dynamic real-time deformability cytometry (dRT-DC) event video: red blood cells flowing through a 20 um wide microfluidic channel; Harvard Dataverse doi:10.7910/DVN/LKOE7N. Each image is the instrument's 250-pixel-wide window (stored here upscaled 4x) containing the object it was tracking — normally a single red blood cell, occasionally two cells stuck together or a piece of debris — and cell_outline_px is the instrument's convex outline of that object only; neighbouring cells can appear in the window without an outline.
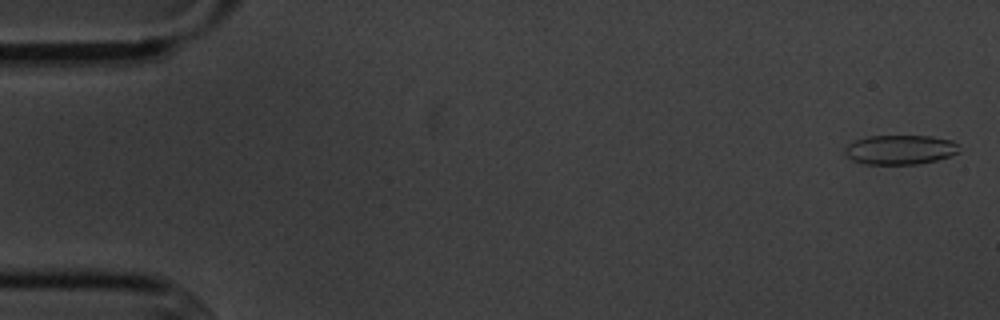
{"species": "common noctule bat (a hibernating species)", "species_latin": "Nyctalus noctula", "temperature_condition": "cold", "stored_images_in_passage": 5, "camera_frame_rate_fps": 3000, "um_per_image_px": 0.085, "animal": {"sex": "male", "body_mass_g": 20.1, "forearm_length_mm": 53.5}, "frame": {"image": 1, "passage_image": 1, "time_ms": 0.0, "image_size_px": [1000, 320], "cell_outline_px": [[960, 152], [936, 160], [916, 164], [864, 164], [852, 160], [844, 152], [844, 148], [848, 144], [856, 140], [868, 136], [932, 136], [952, 140], [956, 144]], "centroid_in_image_um": [76.49, 12.72], "position_along_channel_um": 8.5, "area_um2": 19.54}}
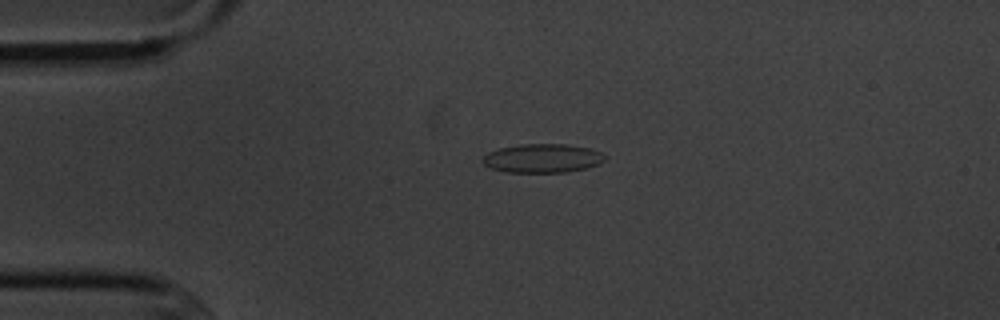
{"frame": {"image": 2, "passage_image": 4, "time_ms": 3.667, "image_size_px": [1000, 320], "cell_outline_px": [[608, 156], [600, 164], [568, 172], [504, 172], [492, 168], [484, 164], [480, 160], [488, 152], [500, 148], [520, 144], [564, 144], [588, 148], [600, 152]], "centroid_in_image_um": [46.1, 13.45], "position_along_channel_um": 38.9, "area_um2": 20.52}}